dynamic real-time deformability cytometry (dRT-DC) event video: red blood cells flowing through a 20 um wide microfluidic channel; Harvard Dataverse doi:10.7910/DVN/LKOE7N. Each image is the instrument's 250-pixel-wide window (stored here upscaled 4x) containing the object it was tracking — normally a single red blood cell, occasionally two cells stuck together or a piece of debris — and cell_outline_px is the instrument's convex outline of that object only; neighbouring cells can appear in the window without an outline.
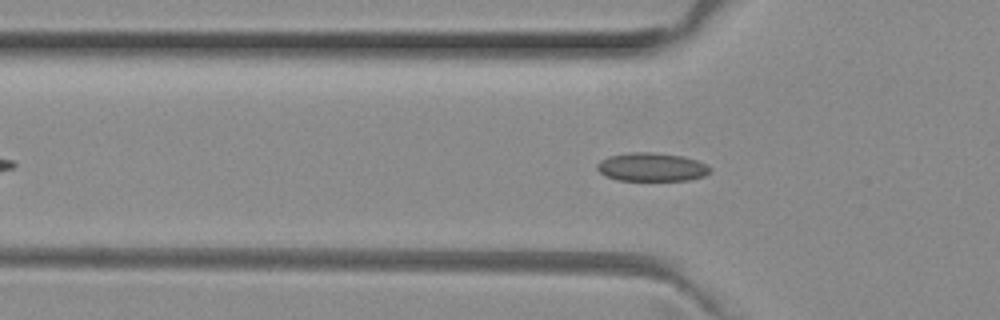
{"species": "common noctule bat (a hibernating species)", "species_latin": "Nyctalus noctula", "temperature_condition": "room temperature", "stored_images_in_passage": 40, "camera_frame_rate_fps": 3000, "um_per_image_px": 0.085, "animal": {"sex": "female", "body_mass_g": 29.2, "forearm_length_mm": 56.3}, "frame": {"image": 1, "passage_image": 4, "time_ms": 1.0, "image_size_px": [1000, 320], "cell_outline_px": [[712, 172], [704, 176], [688, 180], [616, 180], [604, 176], [596, 168], [596, 164], [600, 160], [608, 156], [628, 152], [652, 152], [684, 156], [708, 164], [712, 168]], "centroid_in_image_um": [55.4, 14.19], "position_along_channel_um": 70.4, "area_um2": 19.07}}
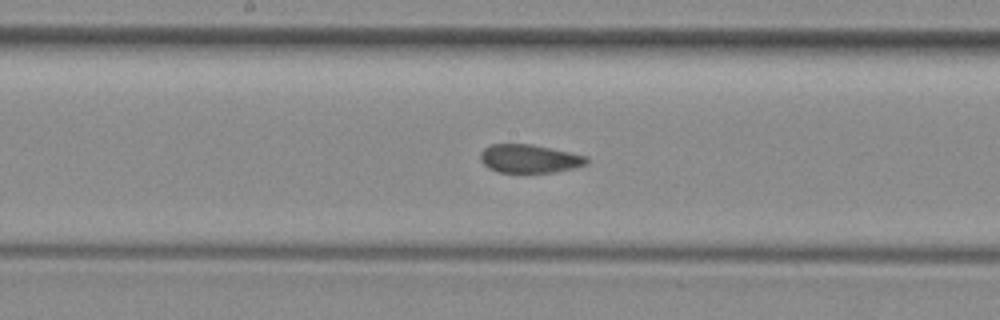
{"frame": {"image": 2, "passage_image": 14, "time_ms": 4.333, "image_size_px": [1000, 320], "cell_outline_px": [[588, 164], [576, 168], [556, 172], [496, 172], [488, 168], [480, 160], [480, 152], [484, 148], [492, 144], [532, 144], [588, 156]], "centroid_in_image_um": [45.01, 13.49], "position_along_channel_um": 203.2, "area_um2": 17.74}}
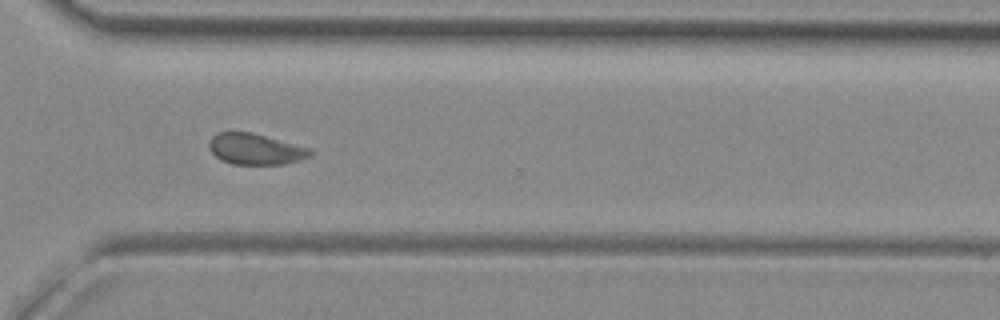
{"frame": {"image": 3, "passage_image": 25, "time_ms": 8.0, "image_size_px": [1000, 320], "cell_outline_px": [[316, 152], [312, 156], [300, 160], [284, 164], [232, 164], [220, 160], [208, 148], [208, 140], [216, 132], [252, 132], [312, 148]], "centroid_in_image_um": [21.74, 12.67], "position_along_channel_um": 348.9, "area_um2": 18.67}, "authors_computed_cell_mechanics": {"area_um2": 18.6694, "velocity_mm_per_s": 3.9742, "shape_relaxation_time_tau1_ms": null, "shape_relaxation_time_tau2_ms": 1.7603, "deformation_change_tau1": null, "deformation_change_tau2": 0.0574}}